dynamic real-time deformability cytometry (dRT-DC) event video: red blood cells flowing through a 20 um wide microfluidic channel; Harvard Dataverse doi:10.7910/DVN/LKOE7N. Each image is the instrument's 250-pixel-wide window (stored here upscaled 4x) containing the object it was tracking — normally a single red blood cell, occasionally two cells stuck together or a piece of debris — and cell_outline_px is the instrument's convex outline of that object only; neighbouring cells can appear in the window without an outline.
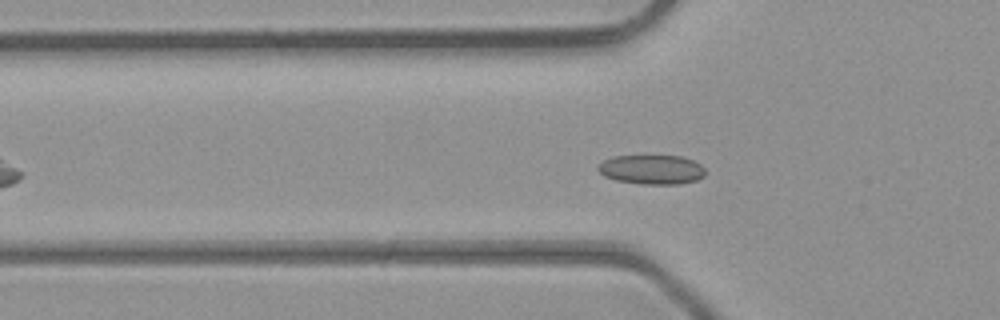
{"species": "common noctule bat (a hibernating species)", "species_latin": "Nyctalus noctula", "temperature_condition": "room temperature", "stored_images_in_passage": 40, "camera_frame_rate_fps": 3000, "um_per_image_px": 0.085, "animal": {"sex": "male", "body_mass_g": 23.1, "forearm_length_mm": 52.7}, "frame": {"image": 1, "passage_image": 8, "time_ms": 2.333, "image_size_px": [1000, 320], "cell_outline_px": [[704, 176], [696, 180], [680, 184], [644, 184], [616, 180], [604, 176], [596, 168], [604, 160], [612, 156], [644, 152], [684, 156], [700, 164], [704, 168]], "centroid_in_image_um": [55.38, 14.34], "position_along_channel_um": 70.4, "area_um2": 19.36}}
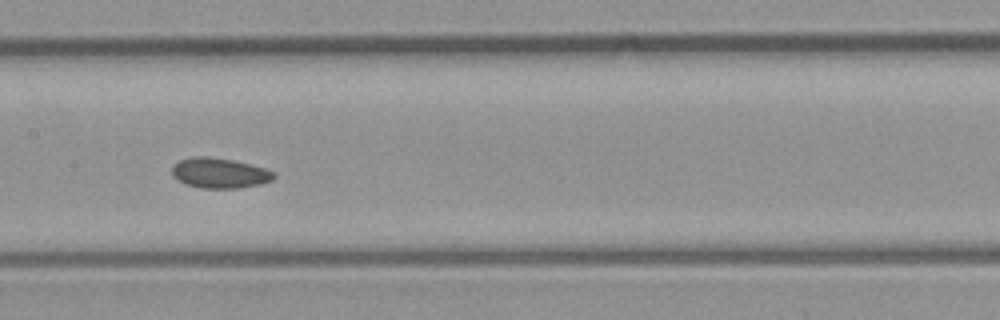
{"frame": {"image": 2, "passage_image": 16, "time_ms": 5.0, "image_size_px": [1000, 320], "cell_outline_px": [[276, 176], [272, 180], [260, 184], [240, 188], [200, 188], [184, 184], [176, 180], [172, 176], [172, 164], [180, 160], [192, 156], [204, 156], [232, 160], [264, 168], [276, 172]], "centroid_in_image_um": [18.62, 14.72], "position_along_channel_um": 188.8, "area_um2": 18.09}}
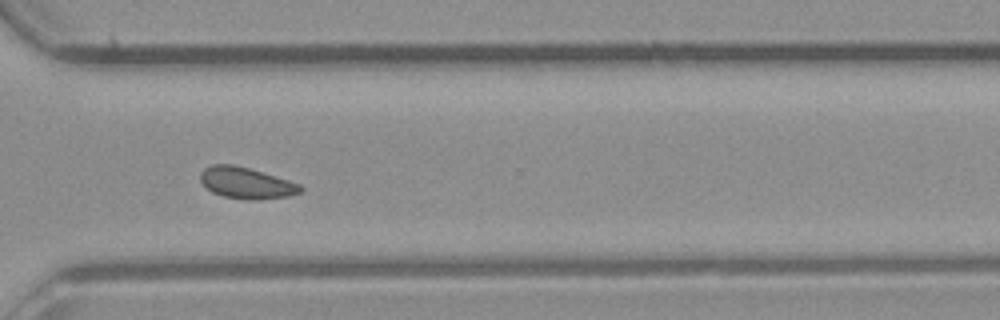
{"frame": {"image": 3, "passage_image": 27, "time_ms": 8.667, "image_size_px": [1000, 320], "cell_outline_px": [[304, 188], [300, 192], [288, 196], [256, 200], [248, 200], [224, 196], [212, 192], [200, 180], [200, 172], [204, 168], [212, 164], [232, 164], [248, 168], [288, 180], [300, 184]], "centroid_in_image_um": [20.92, 15.55], "position_along_channel_um": 349.7, "area_um2": 18.09}}